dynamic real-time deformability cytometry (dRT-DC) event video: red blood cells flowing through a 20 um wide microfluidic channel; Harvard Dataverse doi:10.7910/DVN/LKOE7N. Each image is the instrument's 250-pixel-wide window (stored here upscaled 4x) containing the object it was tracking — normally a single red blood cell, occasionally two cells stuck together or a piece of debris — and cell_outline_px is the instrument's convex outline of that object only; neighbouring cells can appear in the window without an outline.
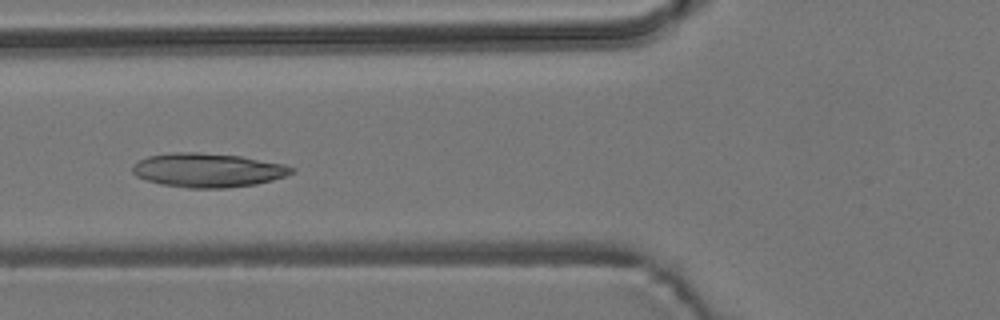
{"species": "common noctule bat (a hibernating species)", "species_latin": "Nyctalus noctula", "temperature_condition": "room temperature", "stored_images_in_passage": 6, "camera_frame_rate_fps": 3000, "um_per_image_px": 0.085, "animal": {"sex": "male", "body_mass_g": 19.2, "forearm_length_mm": 51.8}, "frame": {"image": 1, "passage_image": 6, "time_ms": 6.0, "image_size_px": [1000, 320], "cell_outline_px": [[296, 168], [292, 172], [284, 176], [272, 180], [256, 184], [224, 188], [188, 188], [160, 184], [136, 176], [132, 172], [132, 164], [148, 156], [176, 152], [196, 152], [240, 156], [284, 164]], "centroid_in_image_um": [17.65, 14.46], "position_along_channel_um": 108.2, "area_um2": 31.39}}